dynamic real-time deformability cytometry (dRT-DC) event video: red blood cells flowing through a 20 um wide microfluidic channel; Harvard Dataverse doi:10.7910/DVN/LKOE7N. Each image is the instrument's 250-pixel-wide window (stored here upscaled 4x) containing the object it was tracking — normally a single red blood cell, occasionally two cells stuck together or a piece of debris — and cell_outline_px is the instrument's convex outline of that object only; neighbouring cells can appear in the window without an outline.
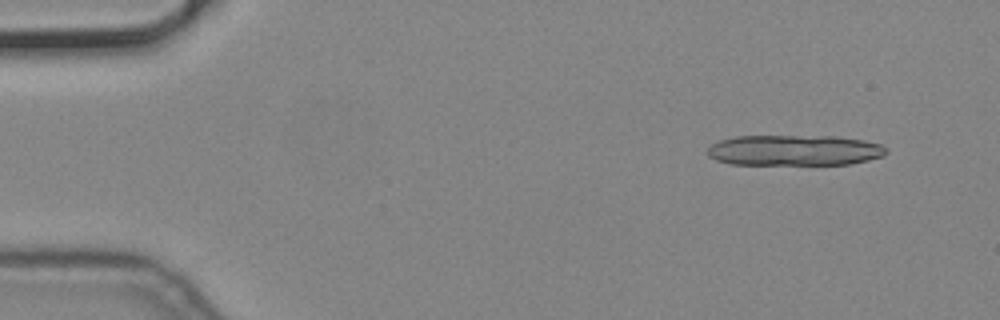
{"species": "common noctule bat (a hibernating species)", "species_latin": "Nyctalus noctula", "temperature_condition": "cold", "stored_images_in_passage": 16, "camera_frame_rate_fps": 3000, "um_per_image_px": 0.085, "animal": {"sex": "male", "body_mass_g": 19.2, "forearm_length_mm": 51.8}, "frame": {"image": 1, "passage_image": 5, "time_ms": 1.333, "image_size_px": [1000, 320], "cell_outline_px": [[888, 152], [884, 156], [868, 160], [848, 164], [728, 164], [716, 160], [708, 156], [708, 148], [712, 144], [720, 140], [736, 136], [836, 136], [864, 140], [880, 144], [888, 148]], "centroid_in_image_um": [67.54, 12.77], "position_along_channel_um": 17.5, "area_um2": 32.08}}